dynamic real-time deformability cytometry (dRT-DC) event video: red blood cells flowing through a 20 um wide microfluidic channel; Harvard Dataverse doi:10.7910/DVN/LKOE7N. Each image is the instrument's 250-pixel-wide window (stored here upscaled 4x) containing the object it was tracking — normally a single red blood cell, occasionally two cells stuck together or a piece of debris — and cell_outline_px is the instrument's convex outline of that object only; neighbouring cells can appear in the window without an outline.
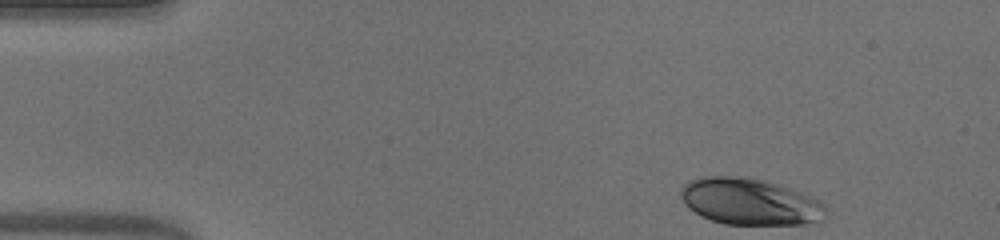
{"species": "human", "species_latin": "Homo sapiens", "temperature_condition": "warm", "stored_images_in_passage": 47, "camera_frame_rate_fps": 3000, "um_per_image_px": 0.085, "donor": {"sex": "male"}, "frame": {"image": 1, "passage_image": 1, "time_ms": 0.0, "image_size_px": [1000, 240], "cell_outline_px": [[824, 208], [820, 220], [808, 224], [724, 224], [700, 216], [688, 208], [680, 196], [680, 188], [688, 180], [704, 176], [748, 176], [764, 180], [800, 192], [824, 204]], "centroid_in_image_um": [63.64, 17.12], "position_along_channel_um": 21.4, "area_um2": 39.13}}
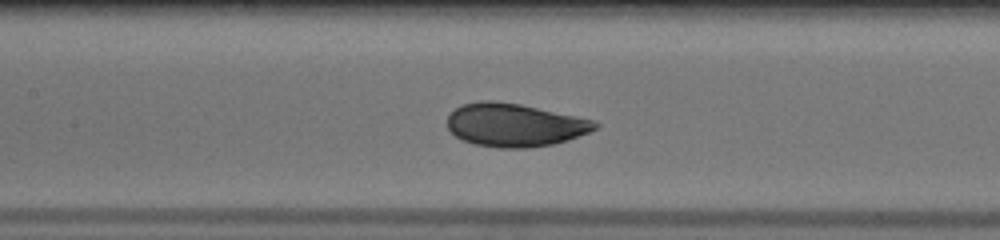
{"frame": {"image": 2, "passage_image": 19, "time_ms": 6.0, "image_size_px": [1000, 240], "cell_outline_px": [[600, 124], [596, 128], [588, 132], [568, 140], [552, 144], [528, 148], [500, 148], [476, 144], [464, 140], [456, 136], [448, 128], [448, 116], [460, 104], [480, 100], [496, 100], [520, 104], [592, 120]], "centroid_in_image_um": [43.71, 10.61], "position_along_channel_um": 163.7, "area_um2": 36.88}}
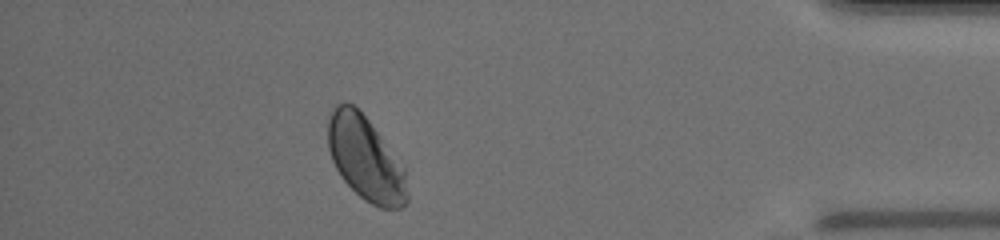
{"frame": {"image": 3, "passage_image": 41, "time_ms": 13.333, "image_size_px": [1000, 240], "cell_outline_px": [[408, 200], [400, 208], [380, 208], [364, 200], [344, 180], [336, 168], [332, 160], [328, 148], [328, 116], [332, 108], [336, 104], [344, 100], [352, 104], [368, 120], [404, 164], [408, 196]], "centroid_in_image_um": [31.07, 13.46], "position_along_channel_um": 404.1, "area_um2": 38.96}, "authors_computed_cell_mechanics": {"area_um2": 37.4544, "velocity_mm_per_s": 3.8913, "shape_relaxation_time_tau1_ms": 3.1484, "shape_relaxation_time_tau2_ms": null, "deformation_change_tau1": 0.1063, "deformation_change_tau2": null}}